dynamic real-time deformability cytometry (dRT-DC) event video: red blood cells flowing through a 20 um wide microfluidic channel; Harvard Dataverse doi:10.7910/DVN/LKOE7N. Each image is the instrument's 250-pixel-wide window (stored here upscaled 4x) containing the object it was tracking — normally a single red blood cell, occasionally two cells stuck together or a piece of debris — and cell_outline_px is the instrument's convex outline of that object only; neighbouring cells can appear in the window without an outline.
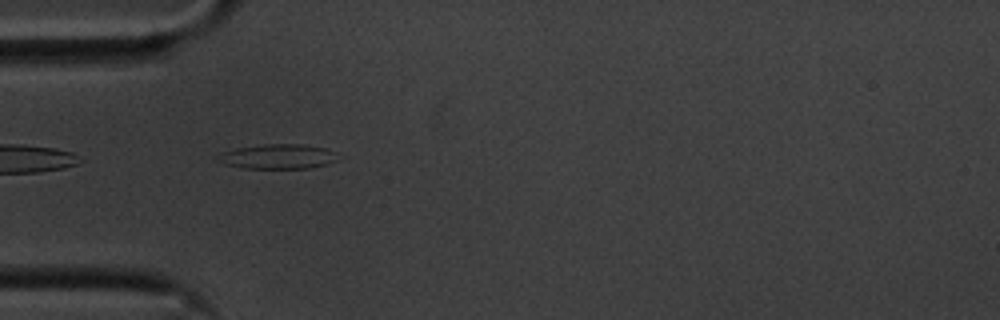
{"species": "common noctule bat (a hibernating species)", "species_latin": "Nyctalus noctula", "temperature_condition": "cold", "stored_images_in_passage": 40, "camera_frame_rate_fps": 3000, "um_per_image_px": 0.085, "animal": {"sex": "male", "body_mass_g": 20.1, "forearm_length_mm": 53.5}, "frame": {"image": 1, "passage_image": 1, "time_ms": 0.0, "image_size_px": [1000, 320], "cell_outline_px": [[336, 160], [324, 164], [308, 168], [244, 168], [224, 164], [216, 160], [216, 156], [220, 152], [236, 148], [264, 144], [304, 144], [324, 148], [336, 152]], "centroid_in_image_um": [23.54, 13.29], "position_along_channel_um": 61.5, "area_um2": 17.22}}
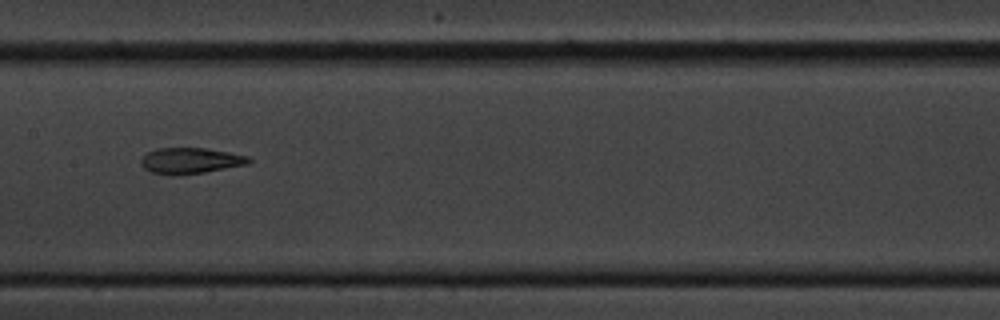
{"frame": {"image": 2, "passage_image": 12, "time_ms": 3.667, "image_size_px": [1000, 320], "cell_outline_px": [[252, 160], [248, 164], [204, 172], [172, 176], [152, 172], [144, 168], [140, 164], [140, 160], [148, 152], [156, 148], [204, 148], [228, 152], [248, 156]], "centroid_in_image_um": [16.16, 13.66], "position_along_channel_um": 191.2, "area_um2": 16.24}}
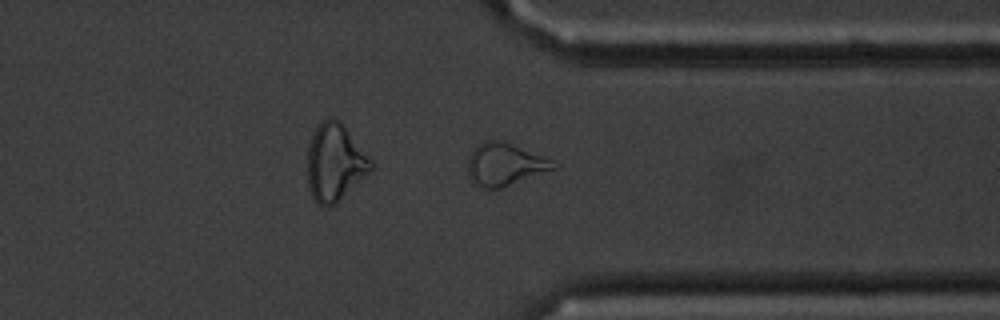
{"frame": {"image": 3, "passage_image": 27, "time_ms": 8.667, "image_size_px": [1000, 320], "cell_outline_px": [[556, 168], [500, 188], [484, 188], [472, 184], [468, 176], [468, 156], [472, 148], [476, 144], [484, 140], [500, 140], [552, 160]], "centroid_in_image_um": [42.81, 13.97], "position_along_channel_um": 368.6, "area_um2": 20.98}, "authors_computed_cell_mechanics": {"area_um2": 16.5597, "velocity_mm_per_s": 3.5701, "shape_relaxation_time_tau1_ms": 9.1245, "shape_relaxation_time_tau2_ms": 2.8412, "deformation_change_tau1": 0.2622, "deformation_change_tau2": 0.1245}}